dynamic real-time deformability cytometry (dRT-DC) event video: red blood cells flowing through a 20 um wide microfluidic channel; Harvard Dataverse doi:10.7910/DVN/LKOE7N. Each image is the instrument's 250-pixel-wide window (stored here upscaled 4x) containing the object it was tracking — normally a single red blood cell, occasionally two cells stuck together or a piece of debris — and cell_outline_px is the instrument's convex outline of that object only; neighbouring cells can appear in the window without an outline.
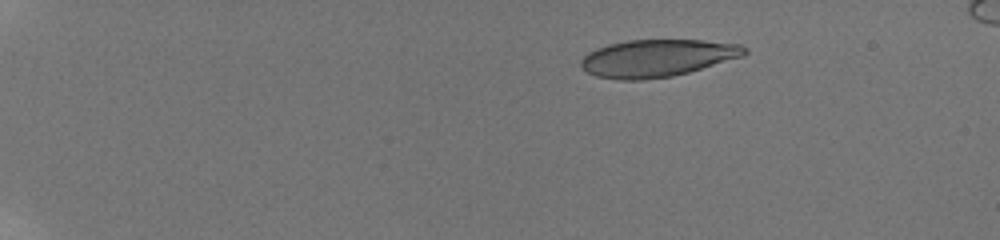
{"species": "human", "species_latin": "Homo sapiens", "temperature_condition": "room temperature", "stored_images_in_passage": 18, "camera_frame_rate_fps": 3000, "um_per_image_px": 0.085, "donor": {"sex": "male"}, "frame": {"image": 1, "passage_image": 6, "time_ms": 3.667, "image_size_px": [1000, 240], "cell_outline_px": [[748, 52], [744, 56], [688, 72], [672, 76], [644, 80], [620, 80], [596, 76], [588, 72], [580, 64], [580, 60], [588, 52], [596, 48], [608, 44], [628, 40], [704, 40], [740, 44], [748, 48]], "centroid_in_image_um": [55.88, 4.93], "position_along_channel_um": 29.1, "area_um2": 35.66}}
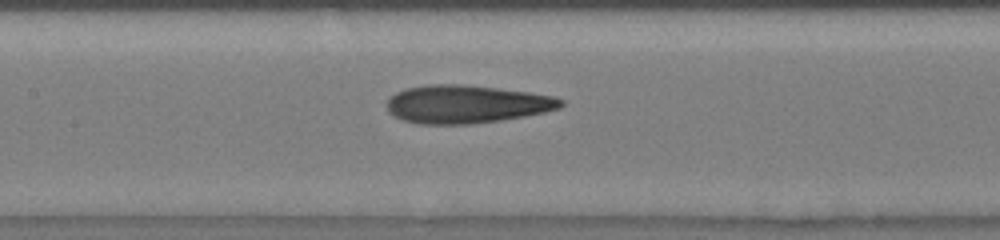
{"frame": {"image": 2, "passage_image": 16, "time_ms": 10.667, "image_size_px": [1000, 240], "cell_outline_px": [[564, 104], [560, 108], [544, 112], [524, 116], [500, 120], [468, 124], [420, 124], [404, 120], [392, 116], [388, 112], [388, 100], [396, 92], [408, 88], [428, 84], [464, 84], [528, 92], [556, 96], [564, 100]], "centroid_in_image_um": [39.66, 8.85], "position_along_channel_um": 167.7, "area_um2": 38.55}}